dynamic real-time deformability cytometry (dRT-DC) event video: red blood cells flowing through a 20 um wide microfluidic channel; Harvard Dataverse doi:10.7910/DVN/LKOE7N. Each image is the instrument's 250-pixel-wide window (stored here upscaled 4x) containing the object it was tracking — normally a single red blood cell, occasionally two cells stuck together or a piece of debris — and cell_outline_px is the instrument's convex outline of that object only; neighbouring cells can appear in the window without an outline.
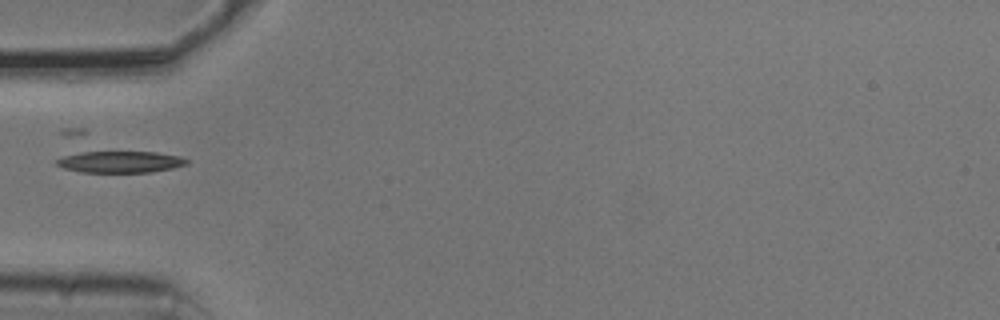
{"species": "common noctule bat (a hibernating species)", "species_latin": "Nyctalus noctula", "temperature_condition": "cold", "stored_images_in_passage": 6, "camera_frame_rate_fps": 3000, "um_per_image_px": 0.085, "animal": {"sex": "male", "body_mass_g": 20.5, "forearm_length_mm": 52.5}, "frame": {"image": 1, "passage_image": 1, "time_ms": 0.0, "image_size_px": [1000, 320], "cell_outline_px": [[188, 164], [172, 168], [152, 172], [80, 172], [64, 168], [56, 164], [56, 160], [64, 156], [80, 152], [156, 152], [180, 156], [188, 160]], "centroid_in_image_um": [10.24, 13.76], "position_along_channel_um": 74.8, "area_um2": 16.24}}